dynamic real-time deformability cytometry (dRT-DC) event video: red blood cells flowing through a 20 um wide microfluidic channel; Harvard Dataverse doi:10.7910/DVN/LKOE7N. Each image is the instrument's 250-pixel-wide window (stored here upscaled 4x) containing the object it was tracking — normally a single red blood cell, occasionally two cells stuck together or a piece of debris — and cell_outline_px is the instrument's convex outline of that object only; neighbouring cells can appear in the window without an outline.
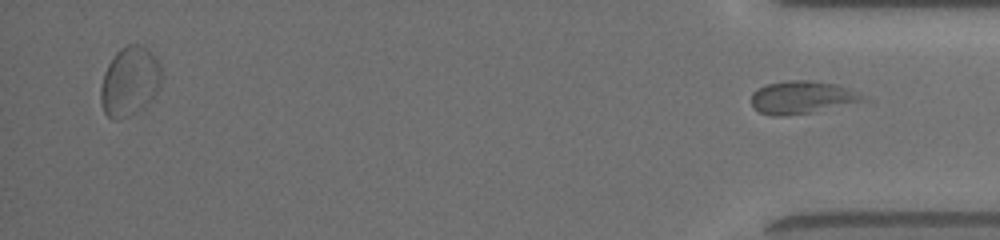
{"species": "common noctule bat (a hibernating species)", "species_latin": "Nyctalus noctula", "temperature_condition": "room temperature", "stored_images_in_passage": 46, "segment_of_instrument_passage": [2, 2], "camera_frame_rate_fps": 3000, "um_per_image_px": 0.085, "animal": {"sex": "female", "body_mass_g": 19.5, "forearm_length_mm": 54.1}, "frame": {"image": 1, "passage_image": 46, "time_ms": 14.333, "image_size_px": [1000, 240], "cell_outline_px": [[868, 100], [808, 112], [780, 116], [772, 116], [760, 112], [752, 108], [752, 92], [768, 84], [788, 80], [808, 80], [836, 84], [848, 88], [868, 96]], "centroid_in_image_um": [68.17, 8.26], "position_along_channel_um": 367.0, "area_um2": 21.04}}